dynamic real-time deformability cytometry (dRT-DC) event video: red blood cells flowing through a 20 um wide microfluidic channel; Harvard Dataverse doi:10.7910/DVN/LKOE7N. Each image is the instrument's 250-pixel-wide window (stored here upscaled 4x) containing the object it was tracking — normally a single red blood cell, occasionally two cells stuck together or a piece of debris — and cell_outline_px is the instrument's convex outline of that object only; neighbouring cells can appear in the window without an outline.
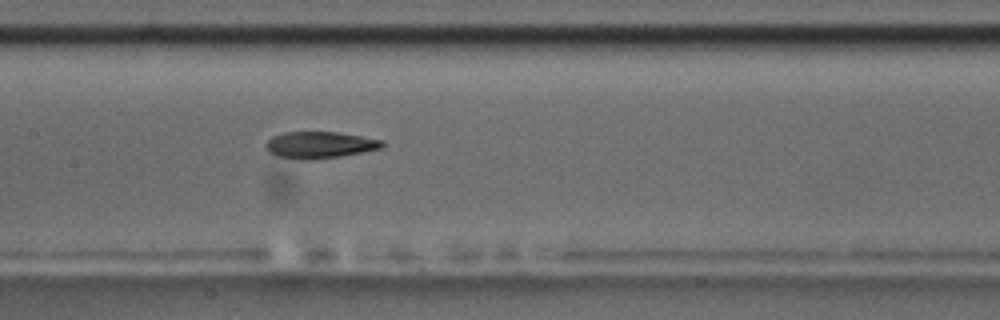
{"species": "common noctule bat (a hibernating species)", "species_latin": "Nyctalus noctula", "temperature_condition": "room temperature", "stored_images_in_passage": 40, "camera_frame_rate_fps": 3000, "um_per_image_px": 0.085, "animal": {"sex": "male", "body_mass_g": 17.5, "forearm_length_mm": 52.3}, "frame": {"image": 1, "passage_image": 12, "time_ms": 3.667, "image_size_px": [1000, 320], "cell_outline_px": [[384, 148], [364, 152], [340, 156], [276, 156], [268, 152], [264, 144], [272, 136], [284, 132], [336, 132], [384, 140]], "centroid_in_image_um": [27.23, 12.26], "position_along_channel_um": 180.2, "area_um2": 17.22}, "authors_computed_cell_mechanics": {"area_um2": 18.8717, "velocity_mm_per_s": 3.7295, "shape_relaxation_time_tau1_ms": 6.8911, "shape_relaxation_time_tau2_ms": 5.9529, "deformation_change_tau1": 0.1991, "deformation_change_tau2": 0.1555}}